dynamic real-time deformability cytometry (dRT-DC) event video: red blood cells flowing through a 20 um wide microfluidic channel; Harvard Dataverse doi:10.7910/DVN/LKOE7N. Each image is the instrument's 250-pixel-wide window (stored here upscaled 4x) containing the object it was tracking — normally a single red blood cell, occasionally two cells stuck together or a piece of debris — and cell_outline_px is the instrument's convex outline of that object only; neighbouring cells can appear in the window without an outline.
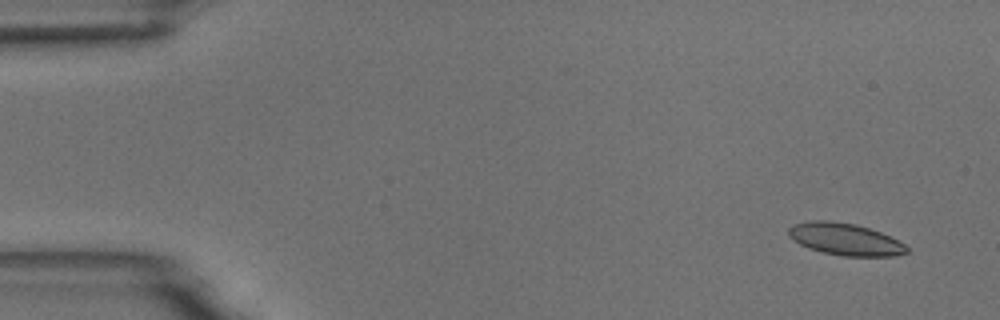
{"species": "common noctule bat (a hibernating species)", "species_latin": "Nyctalus noctula", "temperature_condition": "room temperature", "stored_images_in_passage": 5, "camera_frame_rate_fps": 3000, "um_per_image_px": 0.085, "animal": {"sex": "male", "body_mass_g": 18.8}, "frame": {"image": 1, "passage_image": 1, "time_ms": 0.0, "image_size_px": [1000, 320], "cell_outline_px": [[908, 252], [892, 256], [844, 256], [824, 252], [808, 248], [800, 244], [788, 236], [788, 228], [792, 224], [808, 220], [828, 220], [856, 224], [880, 232], [904, 244], [908, 248]], "centroid_in_image_um": [71.78, 20.32], "position_along_channel_um": 13.2, "area_um2": 21.96}}